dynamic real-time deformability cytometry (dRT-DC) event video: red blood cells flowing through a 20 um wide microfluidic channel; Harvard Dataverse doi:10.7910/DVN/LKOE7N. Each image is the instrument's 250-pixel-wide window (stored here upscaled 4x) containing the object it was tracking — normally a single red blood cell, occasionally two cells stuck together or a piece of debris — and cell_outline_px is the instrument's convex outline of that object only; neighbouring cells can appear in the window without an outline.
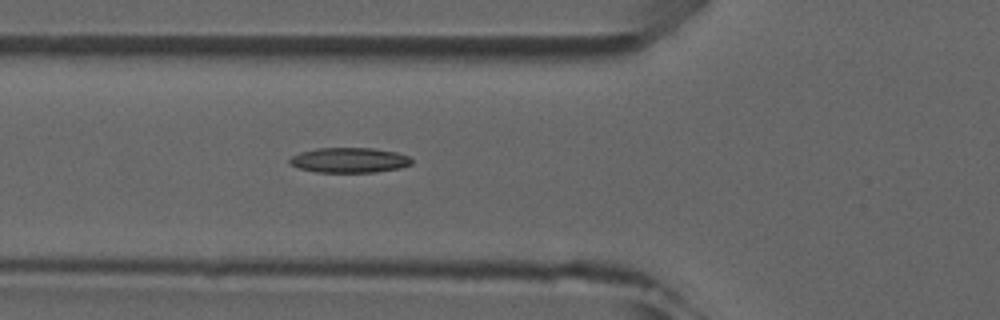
{"species": "common noctule bat (a hibernating species)", "species_latin": "Nyctalus noctula", "temperature_condition": "room temperature", "stored_images_in_passage": 3, "camera_frame_rate_fps": 3000, "um_per_image_px": 0.085, "animal": {"sex": "male", "forearm_length_mm": 52.5}, "frame": {"image": 1, "passage_image": 3, "time_ms": 3.333, "image_size_px": [1000, 320], "cell_outline_px": [[412, 164], [400, 168], [376, 172], [316, 172], [300, 168], [288, 164], [288, 160], [292, 156], [300, 152], [316, 148], [372, 148], [396, 152], [408, 156], [412, 160]], "centroid_in_image_um": [29.68, 13.61], "position_along_channel_um": 96.1, "area_um2": 17.86}}